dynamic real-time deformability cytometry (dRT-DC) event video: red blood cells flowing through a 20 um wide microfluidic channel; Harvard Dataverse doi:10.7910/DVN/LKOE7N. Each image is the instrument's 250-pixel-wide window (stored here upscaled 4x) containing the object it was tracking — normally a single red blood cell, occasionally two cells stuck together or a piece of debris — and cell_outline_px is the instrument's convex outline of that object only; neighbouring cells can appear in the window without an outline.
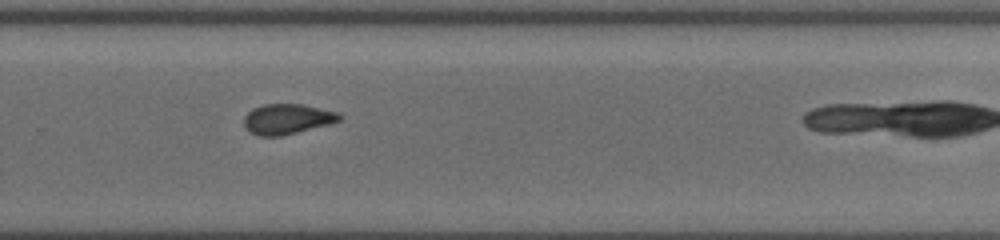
{"species": "common noctule bat (a hibernating species)", "species_latin": "Nyctalus noctula", "temperature_condition": "cold", "stored_images_in_passage": 32, "camera_frame_rate_fps": 3000, "um_per_image_px": 0.085, "animal": {"sex": "female", "body_mass_g": 19.5, "forearm_length_mm": 54.1}, "frame": {"image": 1, "passage_image": 20, "time_ms": 4.667, "image_size_px": [1000, 240], "cell_outline_px": [[344, 116], [340, 120], [328, 124], [280, 136], [256, 136], [248, 132], [244, 128], [244, 116], [252, 108], [264, 104], [304, 104], [340, 112]], "centroid_in_image_um": [24.4, 10.11], "position_along_channel_um": 305.4, "area_um2": 17.05}}
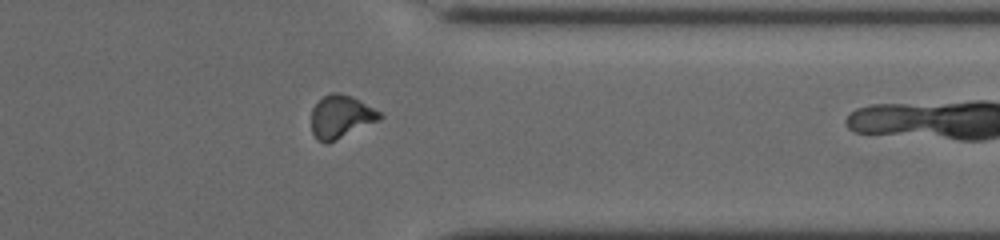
{"frame": {"image": 2, "passage_image": 31, "time_ms": 6.667, "image_size_px": [1000, 240], "cell_outline_px": [[384, 116], [380, 120], [328, 144], [324, 144], [316, 140], [312, 132], [312, 108], [324, 96], [332, 92], [340, 92], [352, 96], [380, 112]], "centroid_in_image_um": [28.97, 9.94], "position_along_channel_um": 382.4, "area_um2": 17.22}}